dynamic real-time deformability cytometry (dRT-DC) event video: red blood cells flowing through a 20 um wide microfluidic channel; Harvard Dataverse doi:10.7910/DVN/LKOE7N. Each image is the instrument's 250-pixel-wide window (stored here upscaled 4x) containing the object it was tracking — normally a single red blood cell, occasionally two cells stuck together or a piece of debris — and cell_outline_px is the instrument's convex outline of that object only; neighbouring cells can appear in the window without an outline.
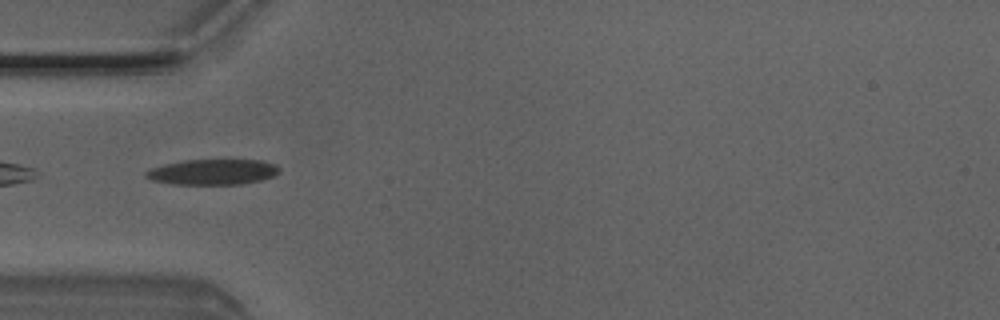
{"species": "Egyptian fruit bat (a non-hibernating species)", "species_latin": "Rousettus aegyptiacus", "temperature_condition": "room temperature", "stored_images_in_passage": 4, "camera_frame_rate_fps": 3000, "um_per_image_px": 0.085, "animal": {"sex": "male"}, "frame": {"image": 1, "passage_image": 4, "time_ms": 1.0, "image_size_px": [1000, 320], "cell_outline_px": [[280, 172], [272, 176], [260, 180], [240, 184], [172, 184], [152, 180], [144, 176], [144, 172], [152, 168], [164, 164], [184, 160], [264, 160], [276, 164], [280, 168]], "centroid_in_image_um": [18.09, 14.61], "position_along_channel_um": 66.9, "area_um2": 19.83}}